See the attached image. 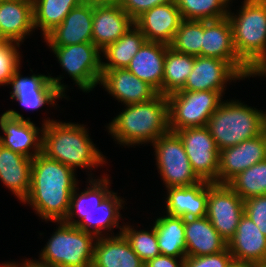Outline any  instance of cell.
I'll return each instance as SVG.
<instances>
[{"label":"cell","instance_id":"1","mask_svg":"<svg viewBox=\"0 0 266 267\" xmlns=\"http://www.w3.org/2000/svg\"><path fill=\"white\" fill-rule=\"evenodd\" d=\"M77 181L74 170L40 153L32 159L29 194L23 203L46 222L63 221Z\"/></svg>","mask_w":266,"mask_h":267},{"label":"cell","instance_id":"2","mask_svg":"<svg viewBox=\"0 0 266 267\" xmlns=\"http://www.w3.org/2000/svg\"><path fill=\"white\" fill-rule=\"evenodd\" d=\"M42 154L76 168L93 169L106 163V156L92 142L86 125L43 119ZM102 164V165H101Z\"/></svg>","mask_w":266,"mask_h":267},{"label":"cell","instance_id":"3","mask_svg":"<svg viewBox=\"0 0 266 267\" xmlns=\"http://www.w3.org/2000/svg\"><path fill=\"white\" fill-rule=\"evenodd\" d=\"M124 106L106 127L117 144L128 147L152 144L170 131L166 95L158 94L150 101Z\"/></svg>","mask_w":266,"mask_h":267},{"label":"cell","instance_id":"4","mask_svg":"<svg viewBox=\"0 0 266 267\" xmlns=\"http://www.w3.org/2000/svg\"><path fill=\"white\" fill-rule=\"evenodd\" d=\"M265 122L266 112L239 100L227 99L212 114L206 127L220 151L262 134Z\"/></svg>","mask_w":266,"mask_h":267},{"label":"cell","instance_id":"5","mask_svg":"<svg viewBox=\"0 0 266 267\" xmlns=\"http://www.w3.org/2000/svg\"><path fill=\"white\" fill-rule=\"evenodd\" d=\"M242 4L238 14L229 9L227 17L236 53L251 68L266 55V0H244Z\"/></svg>","mask_w":266,"mask_h":267},{"label":"cell","instance_id":"6","mask_svg":"<svg viewBox=\"0 0 266 267\" xmlns=\"http://www.w3.org/2000/svg\"><path fill=\"white\" fill-rule=\"evenodd\" d=\"M57 224L38 260L53 267H91L97 237L63 221Z\"/></svg>","mask_w":266,"mask_h":267},{"label":"cell","instance_id":"7","mask_svg":"<svg viewBox=\"0 0 266 267\" xmlns=\"http://www.w3.org/2000/svg\"><path fill=\"white\" fill-rule=\"evenodd\" d=\"M216 91H177L167 96L169 129L205 127L223 101Z\"/></svg>","mask_w":266,"mask_h":267},{"label":"cell","instance_id":"8","mask_svg":"<svg viewBox=\"0 0 266 267\" xmlns=\"http://www.w3.org/2000/svg\"><path fill=\"white\" fill-rule=\"evenodd\" d=\"M62 70L68 73L83 92L92 91L102 75L101 50L92 42L66 46H49Z\"/></svg>","mask_w":266,"mask_h":267},{"label":"cell","instance_id":"9","mask_svg":"<svg viewBox=\"0 0 266 267\" xmlns=\"http://www.w3.org/2000/svg\"><path fill=\"white\" fill-rule=\"evenodd\" d=\"M156 166L165 188L188 187L201 182L192 170L180 137L167 132L152 143Z\"/></svg>","mask_w":266,"mask_h":267},{"label":"cell","instance_id":"10","mask_svg":"<svg viewBox=\"0 0 266 267\" xmlns=\"http://www.w3.org/2000/svg\"><path fill=\"white\" fill-rule=\"evenodd\" d=\"M64 77H52L42 74H34L23 77L20 67L13 73L8 85H12L10 97L16 100L22 108L37 110L45 104L56 107V99L66 98L65 92L68 86L61 84Z\"/></svg>","mask_w":266,"mask_h":267},{"label":"cell","instance_id":"11","mask_svg":"<svg viewBox=\"0 0 266 267\" xmlns=\"http://www.w3.org/2000/svg\"><path fill=\"white\" fill-rule=\"evenodd\" d=\"M192 170L201 181L218 183L219 150L209 129L194 127L177 130Z\"/></svg>","mask_w":266,"mask_h":267},{"label":"cell","instance_id":"12","mask_svg":"<svg viewBox=\"0 0 266 267\" xmlns=\"http://www.w3.org/2000/svg\"><path fill=\"white\" fill-rule=\"evenodd\" d=\"M244 214V200L228 184L208 182L206 217L228 243Z\"/></svg>","mask_w":266,"mask_h":267},{"label":"cell","instance_id":"13","mask_svg":"<svg viewBox=\"0 0 266 267\" xmlns=\"http://www.w3.org/2000/svg\"><path fill=\"white\" fill-rule=\"evenodd\" d=\"M43 126L38 128L30 118L24 117L10 109L0 117V144L28 158H34L42 153Z\"/></svg>","mask_w":266,"mask_h":267},{"label":"cell","instance_id":"14","mask_svg":"<svg viewBox=\"0 0 266 267\" xmlns=\"http://www.w3.org/2000/svg\"><path fill=\"white\" fill-rule=\"evenodd\" d=\"M240 79L245 80L229 62L218 58L195 56L193 70L180 91L207 90L224 95L226 84Z\"/></svg>","mask_w":266,"mask_h":267},{"label":"cell","instance_id":"15","mask_svg":"<svg viewBox=\"0 0 266 267\" xmlns=\"http://www.w3.org/2000/svg\"><path fill=\"white\" fill-rule=\"evenodd\" d=\"M266 160V132L219 151L218 184H227L240 172Z\"/></svg>","mask_w":266,"mask_h":267},{"label":"cell","instance_id":"16","mask_svg":"<svg viewBox=\"0 0 266 267\" xmlns=\"http://www.w3.org/2000/svg\"><path fill=\"white\" fill-rule=\"evenodd\" d=\"M202 56L229 62L244 78L250 68L238 57L233 44L232 28L228 17L203 21Z\"/></svg>","mask_w":266,"mask_h":267},{"label":"cell","instance_id":"17","mask_svg":"<svg viewBox=\"0 0 266 267\" xmlns=\"http://www.w3.org/2000/svg\"><path fill=\"white\" fill-rule=\"evenodd\" d=\"M182 20L176 2L172 1L143 12L134 20V25L147 41L170 45Z\"/></svg>","mask_w":266,"mask_h":267},{"label":"cell","instance_id":"18","mask_svg":"<svg viewBox=\"0 0 266 267\" xmlns=\"http://www.w3.org/2000/svg\"><path fill=\"white\" fill-rule=\"evenodd\" d=\"M227 248L233 260L249 267L266 262V236L245 214L239 220L236 232L228 241Z\"/></svg>","mask_w":266,"mask_h":267},{"label":"cell","instance_id":"19","mask_svg":"<svg viewBox=\"0 0 266 267\" xmlns=\"http://www.w3.org/2000/svg\"><path fill=\"white\" fill-rule=\"evenodd\" d=\"M99 85L103 86L118 102H123V105L147 102L159 94L127 68L102 70Z\"/></svg>","mask_w":266,"mask_h":267},{"label":"cell","instance_id":"20","mask_svg":"<svg viewBox=\"0 0 266 267\" xmlns=\"http://www.w3.org/2000/svg\"><path fill=\"white\" fill-rule=\"evenodd\" d=\"M93 6L81 2L44 38L48 46L92 42Z\"/></svg>","mask_w":266,"mask_h":267},{"label":"cell","instance_id":"21","mask_svg":"<svg viewBox=\"0 0 266 267\" xmlns=\"http://www.w3.org/2000/svg\"><path fill=\"white\" fill-rule=\"evenodd\" d=\"M133 25L134 20L120 4L93 6L92 43L102 51Z\"/></svg>","mask_w":266,"mask_h":267},{"label":"cell","instance_id":"22","mask_svg":"<svg viewBox=\"0 0 266 267\" xmlns=\"http://www.w3.org/2000/svg\"><path fill=\"white\" fill-rule=\"evenodd\" d=\"M35 30L32 0L0 1V41L24 42Z\"/></svg>","mask_w":266,"mask_h":267},{"label":"cell","instance_id":"23","mask_svg":"<svg viewBox=\"0 0 266 267\" xmlns=\"http://www.w3.org/2000/svg\"><path fill=\"white\" fill-rule=\"evenodd\" d=\"M169 46L160 42L146 41L127 67L132 74L162 95L164 61Z\"/></svg>","mask_w":266,"mask_h":267},{"label":"cell","instance_id":"24","mask_svg":"<svg viewBox=\"0 0 266 267\" xmlns=\"http://www.w3.org/2000/svg\"><path fill=\"white\" fill-rule=\"evenodd\" d=\"M166 189L165 214L184 219L207 215L208 182L201 181L193 186Z\"/></svg>","mask_w":266,"mask_h":267},{"label":"cell","instance_id":"25","mask_svg":"<svg viewBox=\"0 0 266 267\" xmlns=\"http://www.w3.org/2000/svg\"><path fill=\"white\" fill-rule=\"evenodd\" d=\"M122 233L97 237L91 267H144Z\"/></svg>","mask_w":266,"mask_h":267},{"label":"cell","instance_id":"26","mask_svg":"<svg viewBox=\"0 0 266 267\" xmlns=\"http://www.w3.org/2000/svg\"><path fill=\"white\" fill-rule=\"evenodd\" d=\"M186 256H206L224 251L227 242L206 216L184 219Z\"/></svg>","mask_w":266,"mask_h":267},{"label":"cell","instance_id":"27","mask_svg":"<svg viewBox=\"0 0 266 267\" xmlns=\"http://www.w3.org/2000/svg\"><path fill=\"white\" fill-rule=\"evenodd\" d=\"M32 158L0 144V180L21 201L30 189Z\"/></svg>","mask_w":266,"mask_h":267},{"label":"cell","instance_id":"28","mask_svg":"<svg viewBox=\"0 0 266 267\" xmlns=\"http://www.w3.org/2000/svg\"><path fill=\"white\" fill-rule=\"evenodd\" d=\"M92 174L93 173L88 174L90 177H88L89 182L87 183L89 184L86 186V190L84 189L79 193L78 186L73 191L68 214L63 220L66 224L75 226L83 217L91 214L112 192L109 190L111 187L108 176L104 175L101 176L102 178L95 179ZM77 217L78 220L74 219Z\"/></svg>","mask_w":266,"mask_h":267},{"label":"cell","instance_id":"29","mask_svg":"<svg viewBox=\"0 0 266 267\" xmlns=\"http://www.w3.org/2000/svg\"><path fill=\"white\" fill-rule=\"evenodd\" d=\"M124 202L117 193L112 191L91 214L83 217L75 226L96 237L108 236V234L114 236V233H107L114 227H119L121 233L124 226H119L122 218L120 210L123 209Z\"/></svg>","mask_w":266,"mask_h":267},{"label":"cell","instance_id":"30","mask_svg":"<svg viewBox=\"0 0 266 267\" xmlns=\"http://www.w3.org/2000/svg\"><path fill=\"white\" fill-rule=\"evenodd\" d=\"M146 41L144 34L135 25L131 26L116 42L101 51L102 58L107 59L106 63L102 61V70L127 68Z\"/></svg>","mask_w":266,"mask_h":267},{"label":"cell","instance_id":"31","mask_svg":"<svg viewBox=\"0 0 266 267\" xmlns=\"http://www.w3.org/2000/svg\"><path fill=\"white\" fill-rule=\"evenodd\" d=\"M160 253L175 258L186 257L184 218L164 215L153 224Z\"/></svg>","mask_w":266,"mask_h":267},{"label":"cell","instance_id":"32","mask_svg":"<svg viewBox=\"0 0 266 267\" xmlns=\"http://www.w3.org/2000/svg\"><path fill=\"white\" fill-rule=\"evenodd\" d=\"M34 27L41 29L45 37L56 26L60 25L71 10L78 6L81 0H32Z\"/></svg>","mask_w":266,"mask_h":267},{"label":"cell","instance_id":"33","mask_svg":"<svg viewBox=\"0 0 266 267\" xmlns=\"http://www.w3.org/2000/svg\"><path fill=\"white\" fill-rule=\"evenodd\" d=\"M195 56L175 51L170 46L166 50L163 76V95L180 91L193 70Z\"/></svg>","mask_w":266,"mask_h":267},{"label":"cell","instance_id":"34","mask_svg":"<svg viewBox=\"0 0 266 267\" xmlns=\"http://www.w3.org/2000/svg\"><path fill=\"white\" fill-rule=\"evenodd\" d=\"M232 0H175L183 20L208 21L228 16Z\"/></svg>","mask_w":266,"mask_h":267},{"label":"cell","instance_id":"35","mask_svg":"<svg viewBox=\"0 0 266 267\" xmlns=\"http://www.w3.org/2000/svg\"><path fill=\"white\" fill-rule=\"evenodd\" d=\"M227 184L242 200L266 195V160L240 172Z\"/></svg>","mask_w":266,"mask_h":267},{"label":"cell","instance_id":"36","mask_svg":"<svg viewBox=\"0 0 266 267\" xmlns=\"http://www.w3.org/2000/svg\"><path fill=\"white\" fill-rule=\"evenodd\" d=\"M203 21L182 20L170 47L175 51L202 56Z\"/></svg>","mask_w":266,"mask_h":267},{"label":"cell","instance_id":"37","mask_svg":"<svg viewBox=\"0 0 266 267\" xmlns=\"http://www.w3.org/2000/svg\"><path fill=\"white\" fill-rule=\"evenodd\" d=\"M123 226L121 233L144 263L161 254L154 226L150 230H136L127 224Z\"/></svg>","mask_w":266,"mask_h":267},{"label":"cell","instance_id":"38","mask_svg":"<svg viewBox=\"0 0 266 267\" xmlns=\"http://www.w3.org/2000/svg\"><path fill=\"white\" fill-rule=\"evenodd\" d=\"M21 44L13 41H0V86L7 85L13 73L20 67Z\"/></svg>","mask_w":266,"mask_h":267},{"label":"cell","instance_id":"39","mask_svg":"<svg viewBox=\"0 0 266 267\" xmlns=\"http://www.w3.org/2000/svg\"><path fill=\"white\" fill-rule=\"evenodd\" d=\"M233 257L226 248L224 251L206 256H186L184 267H228Z\"/></svg>","mask_w":266,"mask_h":267},{"label":"cell","instance_id":"40","mask_svg":"<svg viewBox=\"0 0 266 267\" xmlns=\"http://www.w3.org/2000/svg\"><path fill=\"white\" fill-rule=\"evenodd\" d=\"M244 214L247 215L266 236V195L244 200Z\"/></svg>","mask_w":266,"mask_h":267},{"label":"cell","instance_id":"41","mask_svg":"<svg viewBox=\"0 0 266 267\" xmlns=\"http://www.w3.org/2000/svg\"><path fill=\"white\" fill-rule=\"evenodd\" d=\"M172 1L175 0H121L120 6L133 20H135L143 12L150 10L157 5Z\"/></svg>","mask_w":266,"mask_h":267},{"label":"cell","instance_id":"42","mask_svg":"<svg viewBox=\"0 0 266 267\" xmlns=\"http://www.w3.org/2000/svg\"><path fill=\"white\" fill-rule=\"evenodd\" d=\"M184 260L185 258H175L160 254L148 260L144 267H184Z\"/></svg>","mask_w":266,"mask_h":267},{"label":"cell","instance_id":"43","mask_svg":"<svg viewBox=\"0 0 266 267\" xmlns=\"http://www.w3.org/2000/svg\"><path fill=\"white\" fill-rule=\"evenodd\" d=\"M265 76L266 77V55L262 56L249 70V77Z\"/></svg>","mask_w":266,"mask_h":267},{"label":"cell","instance_id":"44","mask_svg":"<svg viewBox=\"0 0 266 267\" xmlns=\"http://www.w3.org/2000/svg\"><path fill=\"white\" fill-rule=\"evenodd\" d=\"M12 267H53L51 265H48L47 263L41 262L39 260H33V259H25L22 263L17 262H9Z\"/></svg>","mask_w":266,"mask_h":267},{"label":"cell","instance_id":"45","mask_svg":"<svg viewBox=\"0 0 266 267\" xmlns=\"http://www.w3.org/2000/svg\"><path fill=\"white\" fill-rule=\"evenodd\" d=\"M83 3H88L92 6H103V5H118L121 0H81Z\"/></svg>","mask_w":266,"mask_h":267},{"label":"cell","instance_id":"46","mask_svg":"<svg viewBox=\"0 0 266 267\" xmlns=\"http://www.w3.org/2000/svg\"><path fill=\"white\" fill-rule=\"evenodd\" d=\"M228 267H247V266L241 265L236 261H233Z\"/></svg>","mask_w":266,"mask_h":267},{"label":"cell","instance_id":"47","mask_svg":"<svg viewBox=\"0 0 266 267\" xmlns=\"http://www.w3.org/2000/svg\"><path fill=\"white\" fill-rule=\"evenodd\" d=\"M249 267H266V262L250 265Z\"/></svg>","mask_w":266,"mask_h":267},{"label":"cell","instance_id":"48","mask_svg":"<svg viewBox=\"0 0 266 267\" xmlns=\"http://www.w3.org/2000/svg\"><path fill=\"white\" fill-rule=\"evenodd\" d=\"M0 267H12V265L9 262H5L0 264Z\"/></svg>","mask_w":266,"mask_h":267}]
</instances>
